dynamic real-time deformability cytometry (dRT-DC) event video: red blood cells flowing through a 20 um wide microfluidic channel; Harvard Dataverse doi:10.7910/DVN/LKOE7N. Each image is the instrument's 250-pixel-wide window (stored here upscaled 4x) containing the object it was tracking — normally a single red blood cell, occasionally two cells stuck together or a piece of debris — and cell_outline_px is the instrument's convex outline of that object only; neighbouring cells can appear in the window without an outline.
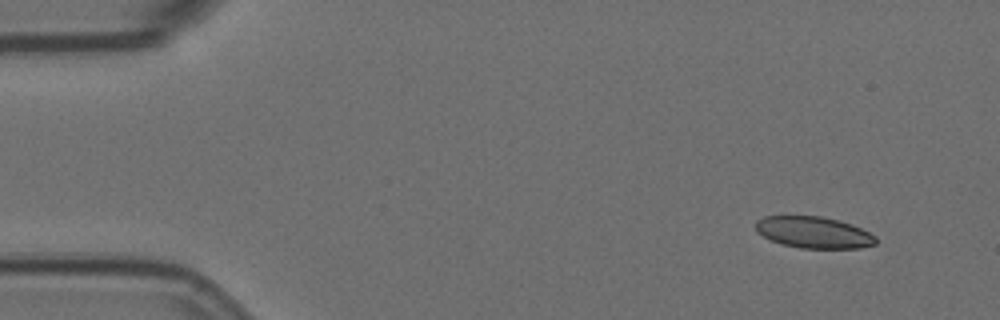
{"species": "Egyptian fruit bat (a non-hibernating species)", "species_latin": "Rousettus aegyptiacus", "temperature_condition": "room temperature", "stored_images_in_passage": 6, "camera_frame_rate_fps": 3000, "um_per_image_px": 0.085, "animal": {"sex": "female"}, "frame": {"image": 1, "passage_image": 1, "time_ms": 0.0, "image_size_px": [1000, 320], "cell_outline_px": [[876, 244], [860, 248], [800, 248], [780, 244], [756, 232], [756, 220], [764, 216], [820, 216], [852, 224], [876, 236]], "centroid_in_image_um": [69.15, 19.76], "position_along_channel_um": 15.8, "area_um2": 22.02}}
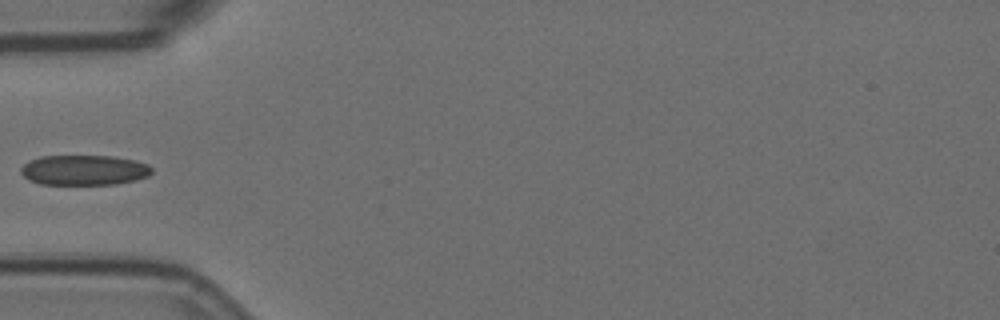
{"frame": {"image": 2, "passage_image": 5, "time_ms": 1.333, "image_size_px": [1000, 320], "cell_outline_px": [[152, 172], [148, 176], [136, 180], [116, 184], [40, 184], [28, 180], [20, 172], [20, 168], [28, 160], [40, 156], [112, 156], [132, 160], [148, 164], [152, 168]], "centroid_in_image_um": [7.12, 14.46], "position_along_channel_um": 77.9, "area_um2": 23.06}}
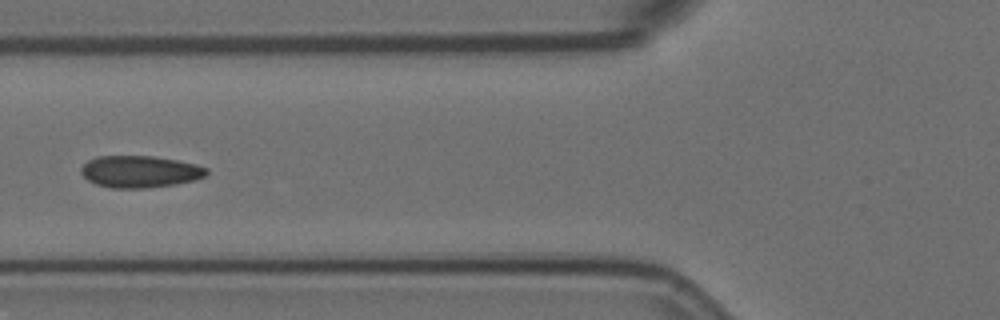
{"frame": {"image": 3, "passage_image": 6, "time_ms": 1.667, "image_size_px": [1000, 320], "cell_outline_px": [[208, 172], [204, 176], [196, 180], [176, 184], [144, 188], [112, 188], [96, 184], [88, 180], [80, 172], [80, 168], [88, 160], [96, 156], [152, 156], [176, 160], [196, 164], [208, 168]], "centroid_in_image_um": [11.89, 14.58], "position_along_channel_um": 113.9, "area_um2": 23.35}}